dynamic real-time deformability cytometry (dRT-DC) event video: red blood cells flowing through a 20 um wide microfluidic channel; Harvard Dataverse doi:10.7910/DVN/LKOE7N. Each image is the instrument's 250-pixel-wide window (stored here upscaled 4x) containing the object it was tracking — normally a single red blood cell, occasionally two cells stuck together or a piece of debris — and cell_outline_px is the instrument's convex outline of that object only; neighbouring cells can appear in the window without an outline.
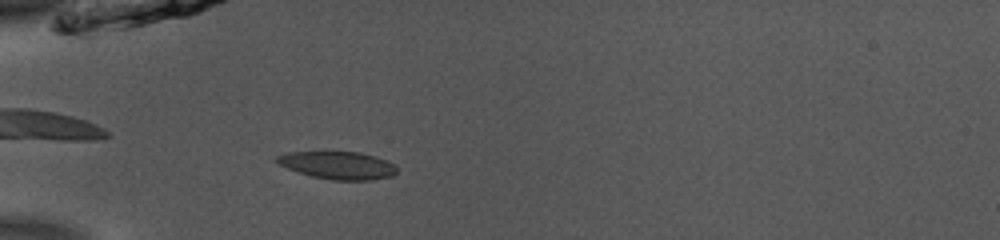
{"species": "common noctule bat (a hibernating species)", "species_latin": "Nyctalus noctula", "temperature_condition": "room temperature", "stored_images_in_passage": 39, "camera_frame_rate_fps": 3000, "um_per_image_px": 0.085, "animal": {"sex": "male", "body_mass_g": 13.0, "forearm_length_mm": 53.1}, "frame": {"image": 1, "passage_image": 3, "time_ms": 0.667, "image_size_px": [1000, 240], "cell_outline_px": [[396, 172], [392, 176], [372, 180], [332, 180], [312, 176], [288, 168], [280, 164], [276, 160], [276, 156], [288, 152], [360, 152], [376, 156], [388, 160], [396, 164]], "centroid_in_image_um": [28.78, 14.04], "position_along_channel_um": 56.2, "area_um2": 19.31}}
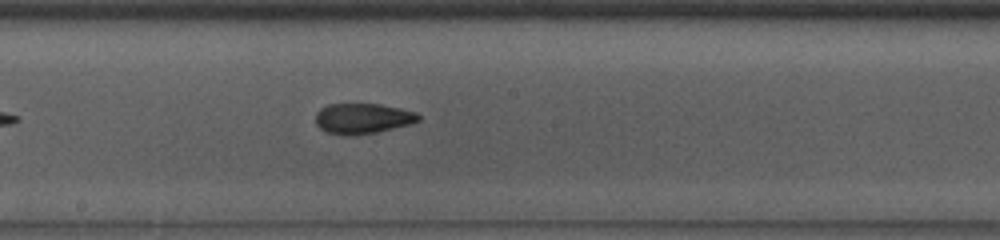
{"frame": {"image": 2, "passage_image": 16, "time_ms": 5.0, "image_size_px": [1000, 240], "cell_outline_px": [[420, 120], [412, 124], [376, 132], [352, 136], [344, 136], [328, 132], [320, 128], [316, 124], [316, 112], [320, 108], [328, 104], [380, 104], [400, 108], [416, 112], [420, 116]], "centroid_in_image_um": [30.83, 10.07], "position_along_channel_um": 217.4, "area_um2": 18.38}}
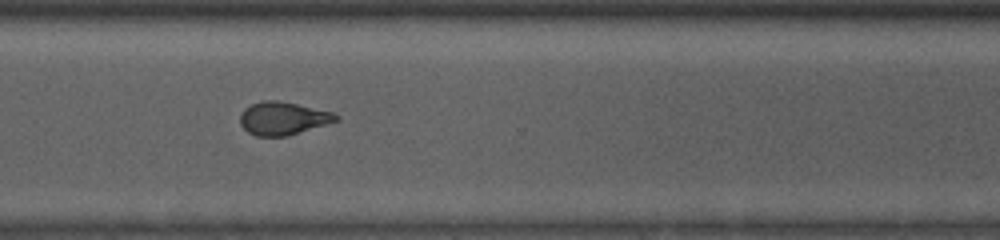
{"frame": {"image": 3, "passage_image": 26, "time_ms": 8.333, "image_size_px": [1000, 240], "cell_outline_px": [[340, 120], [288, 136], [256, 136], [248, 132], [240, 124], [240, 116], [244, 108], [252, 104], [264, 100], [276, 100], [296, 104], [332, 112], [340, 116]], "centroid_in_image_um": [24.06, 10.07], "position_along_channel_um": 346.5, "area_um2": 18.38}, "authors_computed_cell_mechanics": {"area_um2": 18.7272, "velocity_mm_per_s": 3.8887, "shape_relaxation_time_tau1_ms": 10.5673, "shape_relaxation_time_tau2_ms": 1.7753, "deformation_change_tau1": 0.2337, "deformation_change_tau2": 0.0836}}